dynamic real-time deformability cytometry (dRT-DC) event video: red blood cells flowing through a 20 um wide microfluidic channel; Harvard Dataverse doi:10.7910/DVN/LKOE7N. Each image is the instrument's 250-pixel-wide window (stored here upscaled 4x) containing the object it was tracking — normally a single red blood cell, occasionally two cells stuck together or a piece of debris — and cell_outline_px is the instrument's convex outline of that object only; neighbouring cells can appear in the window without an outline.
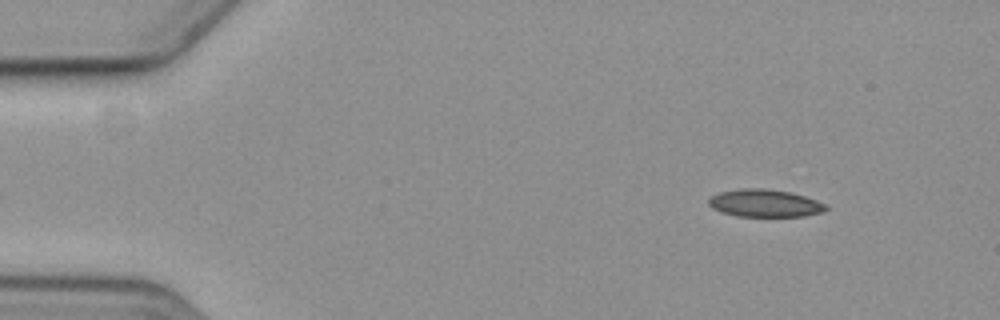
{"species": "common noctule bat (a hibernating species)", "species_latin": "Nyctalus noctula", "temperature_condition": "cold", "stored_images_in_passage": 6, "camera_frame_rate_fps": 3000, "um_per_image_px": 0.085, "animal": {"sex": "female", "body_mass_g": 19.3, "forearm_length_mm": 54.1}, "frame": {"image": 1, "passage_image": 6, "time_ms": 6.0, "image_size_px": [1000, 320], "cell_outline_px": [[828, 208], [820, 212], [804, 216], [736, 216], [720, 212], [712, 208], [708, 204], [708, 200], [712, 196], [720, 192], [740, 188], [764, 188], [788, 192], [804, 196], [816, 200], [824, 204]], "centroid_in_image_um": [64.95, 17.27], "position_along_channel_um": 20.0, "area_um2": 18.67}}